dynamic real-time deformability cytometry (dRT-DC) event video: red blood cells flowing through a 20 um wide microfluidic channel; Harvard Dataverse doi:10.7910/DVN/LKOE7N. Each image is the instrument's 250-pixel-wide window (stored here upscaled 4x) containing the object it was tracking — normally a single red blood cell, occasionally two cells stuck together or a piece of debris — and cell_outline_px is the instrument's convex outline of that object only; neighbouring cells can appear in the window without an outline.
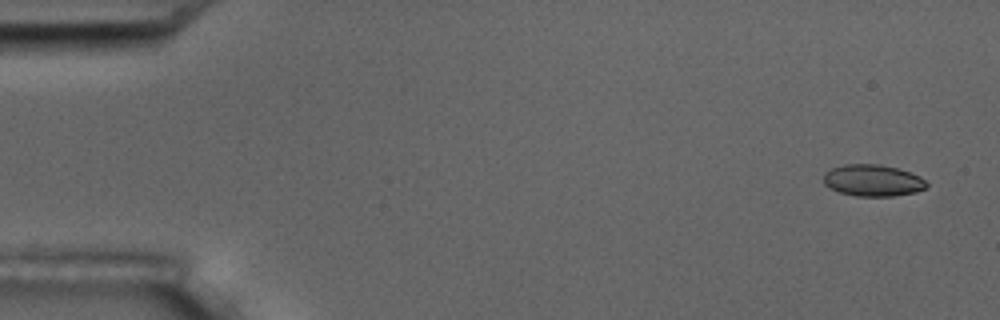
{"species": "common noctule bat (a hibernating species)", "species_latin": "Nyctalus noctula", "temperature_condition": "room temperature", "stored_images_in_passage": 4, "camera_frame_rate_fps": 3000, "um_per_image_px": 0.085, "animal": {"sex": "male", "body_mass_g": 17.5, "forearm_length_mm": 52.3}, "frame": {"image": 1, "passage_image": 1, "time_ms": 0.0, "image_size_px": [1000, 320], "cell_outline_px": [[928, 184], [924, 188], [916, 192], [892, 196], [856, 196], [840, 192], [828, 188], [824, 184], [824, 172], [832, 168], [844, 164], [880, 164], [896, 168], [920, 176]], "centroid_in_image_um": [74.15, 15.34], "position_along_channel_um": 10.8, "area_um2": 18.96}}
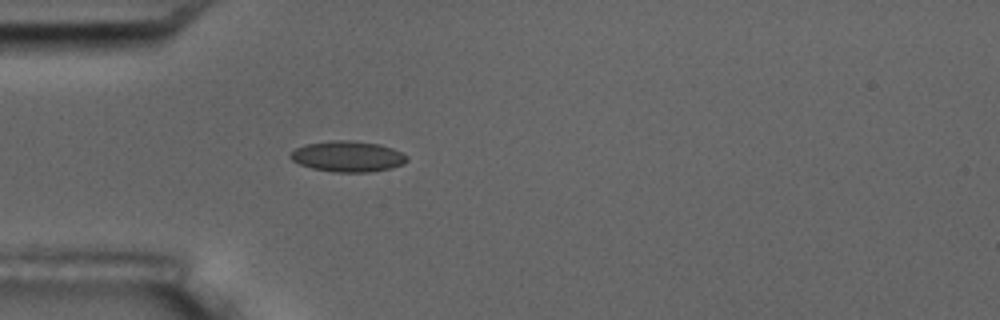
{"frame": {"image": 2, "passage_image": 4, "time_ms": 4.667, "image_size_px": [1000, 320], "cell_outline_px": [[408, 160], [404, 164], [392, 168], [368, 172], [332, 172], [312, 168], [300, 164], [292, 160], [288, 156], [296, 148], [304, 144], [332, 140], [352, 140], [380, 144], [392, 148], [408, 156]], "centroid_in_image_um": [29.56, 13.29], "position_along_channel_um": 55.4, "area_um2": 21.04}}